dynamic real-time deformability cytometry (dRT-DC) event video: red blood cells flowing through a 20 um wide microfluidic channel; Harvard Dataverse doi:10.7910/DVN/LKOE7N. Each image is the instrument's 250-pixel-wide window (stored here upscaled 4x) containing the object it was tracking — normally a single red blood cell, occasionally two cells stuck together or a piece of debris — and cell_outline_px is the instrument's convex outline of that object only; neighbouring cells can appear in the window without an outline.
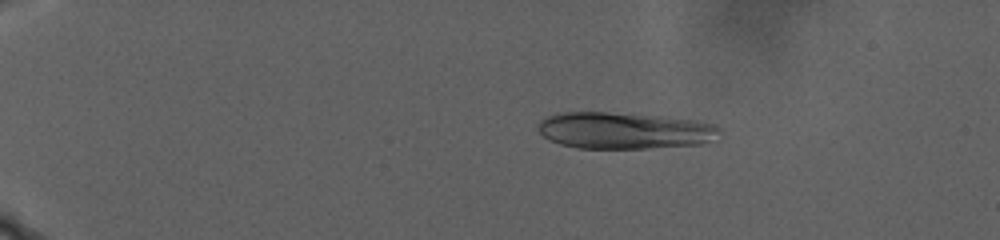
{"species": "human", "species_latin": "Homo sapiens", "temperature_condition": "warm", "stored_images_in_passage": 108, "camera_frame_rate_fps": 3000, "um_per_image_px": 0.085, "donor": {"sex": "male"}, "frame": {"image": 1, "passage_image": 23, "time_ms": 7.333, "image_size_px": [1000, 240], "cell_outline_px": [[720, 132], [708, 140], [700, 144], [648, 148], [576, 148], [560, 144], [544, 136], [536, 128], [536, 124], [544, 116], [564, 112], [608, 112], [660, 116], [692, 120], [712, 124], [720, 128]], "centroid_in_image_um": [52.97, 11.09], "position_along_channel_um": 32.0, "area_um2": 38.49}}
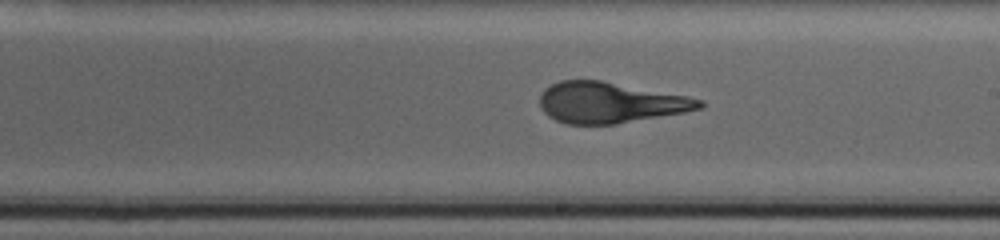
{"frame": {"image": 2, "passage_image": 69, "time_ms": 22.667, "image_size_px": [1000, 240], "cell_outline_px": [[704, 108], [684, 112], [616, 124], [568, 124], [556, 120], [548, 116], [540, 108], [540, 96], [544, 88], [560, 80], [600, 80], [688, 96], [704, 100]], "centroid_in_image_um": [51.86, 8.72], "position_along_channel_um": 237.1, "area_um2": 37.97}}
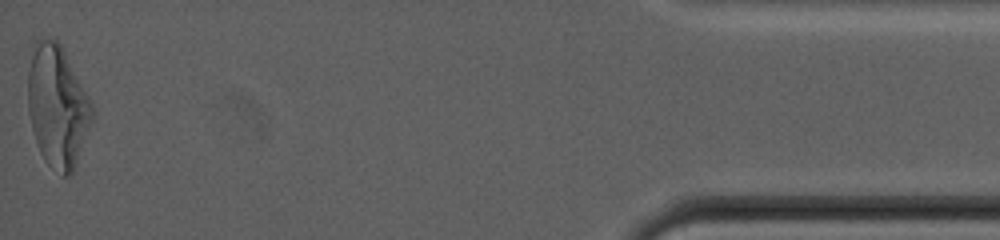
{"frame": {"image": 3, "passage_image": 108, "time_ms": 35.667, "image_size_px": [1000, 240], "cell_outline_px": [[96, 112], [72, 176], [64, 176], [48, 164], [44, 160], [40, 152], [32, 128], [28, 112], [28, 72], [32, 44], [36, 40], [56, 40], [60, 44], [88, 96]], "centroid_in_image_um": [4.89, 9.07], "position_along_channel_um": 430.3, "area_um2": 45.49}, "authors_computed_cell_mechanics": {"area_um2": 38.5815, "velocity_mm_per_s": 2.0358, "shape_relaxation_time_tau1_ms": 10.6369, "shape_relaxation_time_tau2_ms": 1.4209, "deformation_change_tau1": 0.2851, "deformation_change_tau2": 0.0898}}